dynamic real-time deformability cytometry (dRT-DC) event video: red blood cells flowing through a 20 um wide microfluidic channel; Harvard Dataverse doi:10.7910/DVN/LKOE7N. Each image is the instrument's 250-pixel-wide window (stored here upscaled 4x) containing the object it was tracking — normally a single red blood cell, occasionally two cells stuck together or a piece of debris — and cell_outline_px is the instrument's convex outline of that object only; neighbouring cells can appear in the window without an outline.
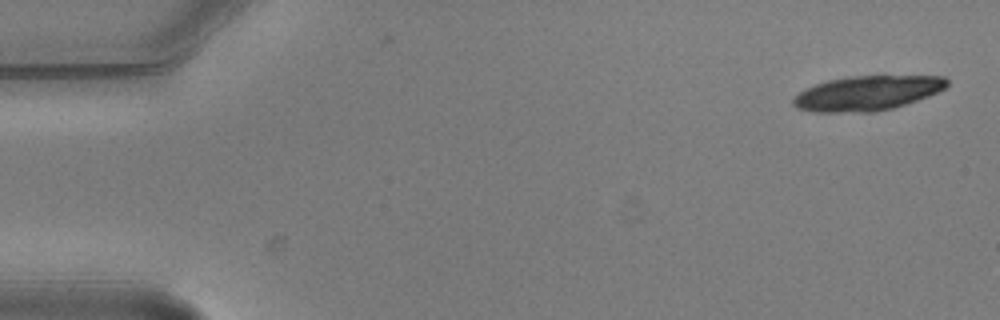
{"species": "common noctule bat (a hibernating species)", "species_latin": "Nyctalus noctula", "temperature_condition": "warm", "stored_images_in_passage": 5, "camera_frame_rate_fps": 3000, "um_per_image_px": 0.085, "animal": {"sex": "male", "body_mass_g": 20.5, "forearm_length_mm": 52.5}, "frame": {"image": 1, "passage_image": 1, "time_ms": 0.0, "image_size_px": [1000, 320], "cell_outline_px": [[948, 84], [944, 88], [928, 96], [892, 108], [872, 112], [812, 112], [796, 108], [792, 104], [792, 100], [800, 92], [816, 84], [828, 80], [848, 76], [884, 72], [944, 76], [948, 80]], "centroid_in_image_um": [73.78, 7.85], "position_along_channel_um": 11.2, "area_um2": 32.19}}